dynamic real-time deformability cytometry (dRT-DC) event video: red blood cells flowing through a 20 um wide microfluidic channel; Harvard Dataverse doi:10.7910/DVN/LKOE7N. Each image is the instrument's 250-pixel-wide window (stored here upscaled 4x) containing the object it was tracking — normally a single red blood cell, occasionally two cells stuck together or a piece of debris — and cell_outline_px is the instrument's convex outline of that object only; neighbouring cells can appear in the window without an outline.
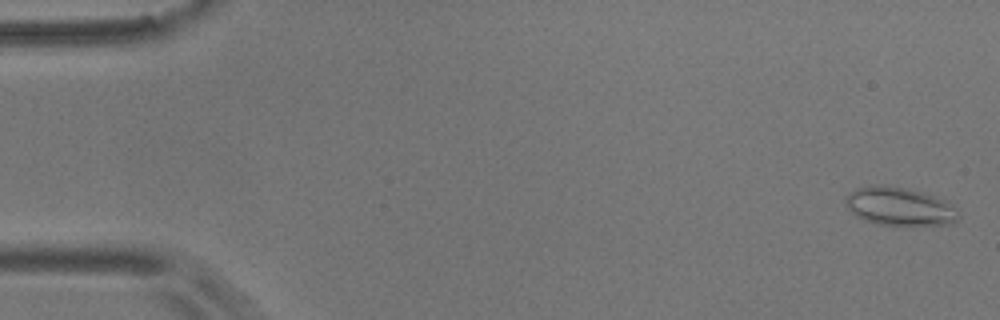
{"species": "common noctule bat (a hibernating species)", "species_latin": "Nyctalus noctula", "temperature_condition": "room temperature", "stored_images_in_passage": 55, "camera_frame_rate_fps": 3000, "um_per_image_px": 0.085, "animal": {"sex": "male", "body_mass_g": 17.9}, "frame": {"image": 1, "passage_image": 2, "time_ms": 0.333, "image_size_px": [1000, 320], "cell_outline_px": [[960, 216], [956, 224], [876, 224], [864, 220], [852, 212], [844, 204], [844, 196], [848, 192], [856, 188], [876, 184], [900, 188], [920, 192], [944, 200], [956, 208]], "centroid_in_image_um": [76.42, 17.55], "position_along_channel_um": 8.6, "area_um2": 24.85}}
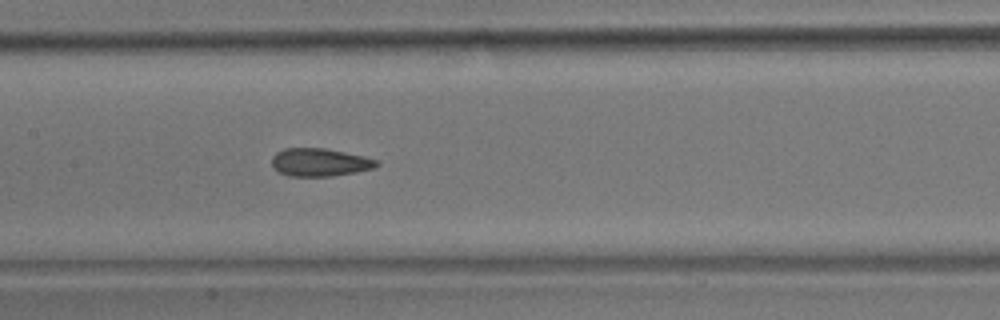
{"frame": {"image": 2, "passage_image": 27, "time_ms": 8.667, "image_size_px": [1000, 320], "cell_outline_px": [[380, 164], [376, 168], [356, 172], [332, 176], [288, 176], [280, 172], [272, 164], [272, 156], [276, 152], [284, 148], [324, 148], [364, 156], [380, 160]], "centroid_in_image_um": [27.23, 13.79], "position_along_channel_um": 180.2, "area_um2": 17.17}}
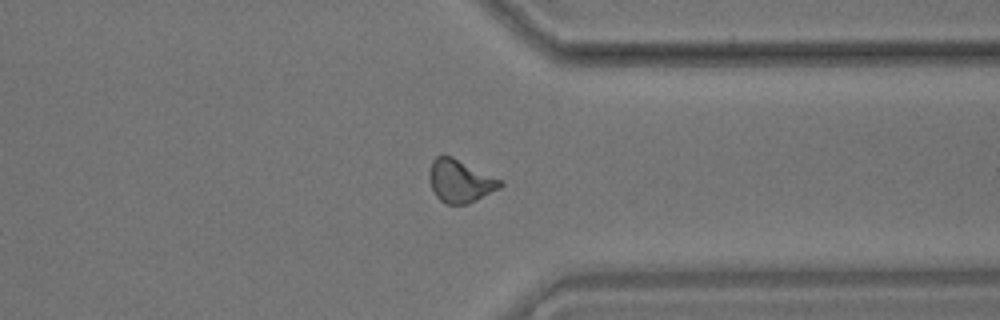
{"frame": {"image": 3, "passage_image": 43, "time_ms": 14.0, "image_size_px": [1000, 320], "cell_outline_px": [[504, 184], [500, 188], [468, 204], [444, 204], [436, 196], [432, 188], [428, 176], [432, 160], [436, 156], [452, 156], [504, 180]], "centroid_in_image_um": [39.13, 15.39], "position_along_channel_um": 372.3, "area_um2": 17.86}, "authors_computed_cell_mechanics": {"area_um2": 17.6868, "velocity_mm_per_s": 3.6496, "shape_relaxation_time_tau1_ms": null, "shape_relaxation_time_tau2_ms": 1.8238, "deformation_change_tau1": null, "deformation_change_tau2": 0.0897}}